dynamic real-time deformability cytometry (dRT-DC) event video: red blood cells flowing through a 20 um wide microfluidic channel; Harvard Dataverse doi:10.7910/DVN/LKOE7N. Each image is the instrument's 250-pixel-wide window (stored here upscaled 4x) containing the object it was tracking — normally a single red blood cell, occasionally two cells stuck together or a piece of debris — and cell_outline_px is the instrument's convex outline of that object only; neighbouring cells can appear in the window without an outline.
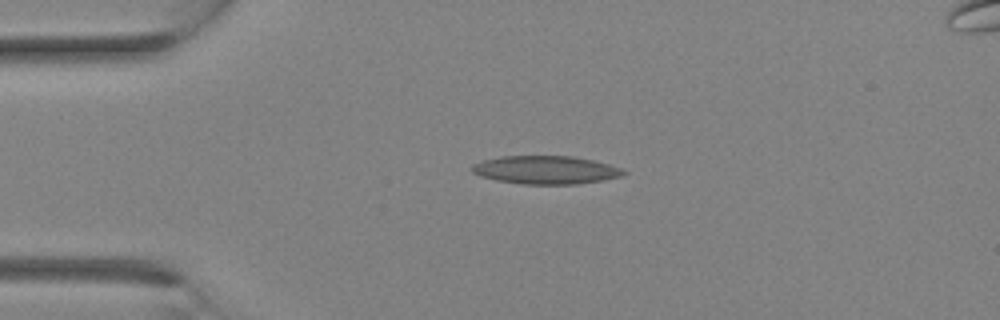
{"species": "Egyptian fruit bat (a non-hibernating species)", "species_latin": "Rousettus aegyptiacus", "temperature_condition": "room temperature", "stored_images_in_passage": 17, "camera_frame_rate_fps": 3000, "um_per_image_px": 0.085, "animal": {"sex": "female"}, "frame": {"image": 1, "passage_image": 6, "time_ms": 1.667, "image_size_px": [1000, 320], "cell_outline_px": [[628, 172], [624, 176], [604, 180], [576, 184], [524, 184], [496, 180], [480, 176], [472, 172], [468, 168], [472, 164], [484, 160], [500, 156], [572, 156], [592, 160], [608, 164], [620, 168]], "centroid_in_image_um": [46.37, 14.44], "position_along_channel_um": 38.6, "area_um2": 25.03}}
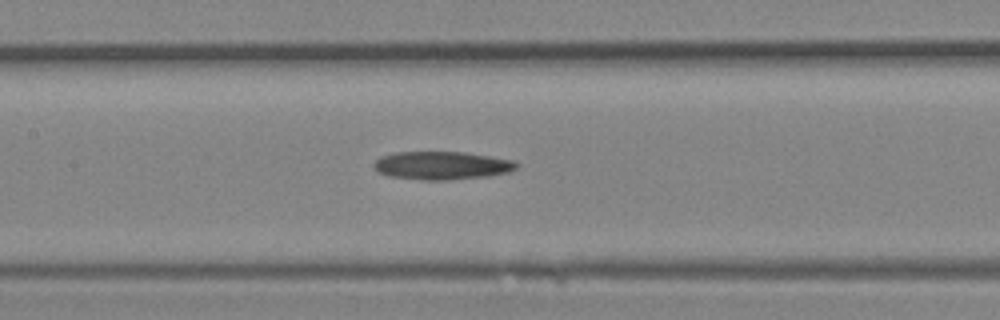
{"frame": {"image": 2, "passage_image": 13, "time_ms": 4.0, "image_size_px": [1000, 320], "cell_outline_px": [[520, 164], [516, 168], [508, 172], [488, 176], [448, 180], [424, 180], [388, 176], [380, 172], [372, 164], [380, 156], [396, 152], [464, 152], [516, 160]], "centroid_in_image_um": [37.59, 14.06], "position_along_channel_um": 169.8, "area_um2": 23.47}}
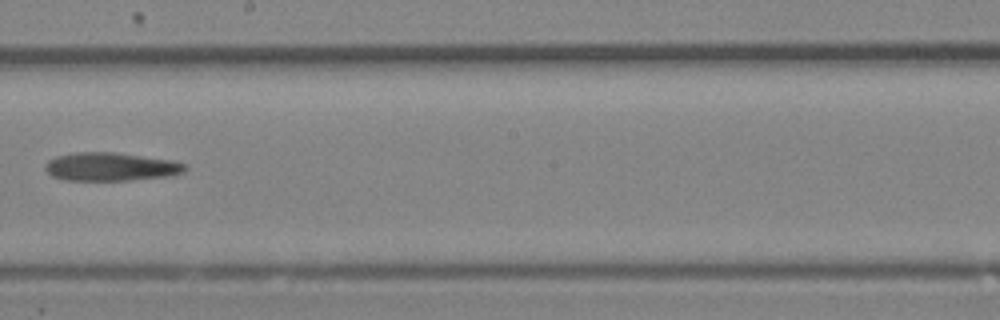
{"frame": {"image": 3, "passage_image": 16, "time_ms": 5.0, "image_size_px": [1000, 320], "cell_outline_px": [[188, 168], [184, 172], [172, 176], [132, 180], [64, 180], [52, 176], [44, 168], [44, 164], [48, 160], [56, 156], [76, 152], [116, 152], [172, 160], [188, 164]], "centroid_in_image_um": [9.45, 14.17], "position_along_channel_um": 238.7, "area_um2": 23.41}}